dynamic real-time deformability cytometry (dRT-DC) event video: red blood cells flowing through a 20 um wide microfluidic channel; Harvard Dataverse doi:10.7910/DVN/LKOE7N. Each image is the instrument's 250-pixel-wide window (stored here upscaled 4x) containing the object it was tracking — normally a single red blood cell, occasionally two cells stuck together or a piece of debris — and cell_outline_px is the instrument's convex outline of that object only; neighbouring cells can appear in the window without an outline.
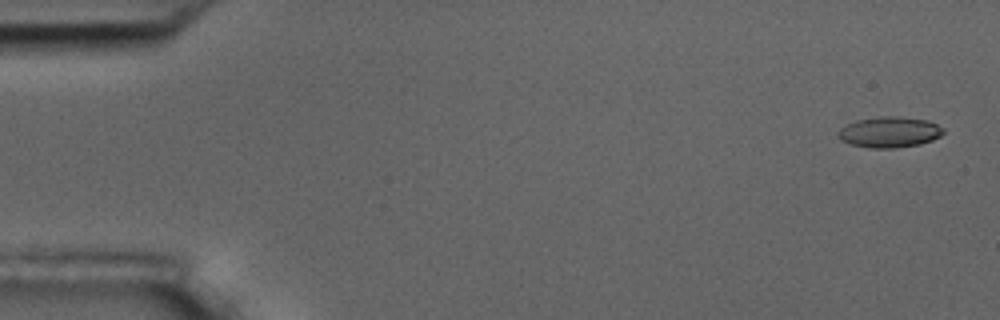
{"species": "common noctule bat (a hibernating species)", "species_latin": "Nyctalus noctula", "temperature_condition": "room temperature", "stored_images_in_passage": 6, "camera_frame_rate_fps": 3000, "um_per_image_px": 0.085, "animal": {"sex": "male", "body_mass_g": 17.5, "forearm_length_mm": 52.3}, "frame": {"image": 1, "passage_image": 1, "time_ms": 0.0, "image_size_px": [1000, 320], "cell_outline_px": [[944, 132], [940, 136], [932, 140], [920, 144], [896, 148], [868, 148], [848, 144], [840, 140], [836, 136], [836, 132], [840, 128], [856, 120], [880, 116], [896, 116], [928, 120], [944, 128]], "centroid_in_image_um": [75.56, 11.24], "position_along_channel_um": 9.4, "area_um2": 19.13}}
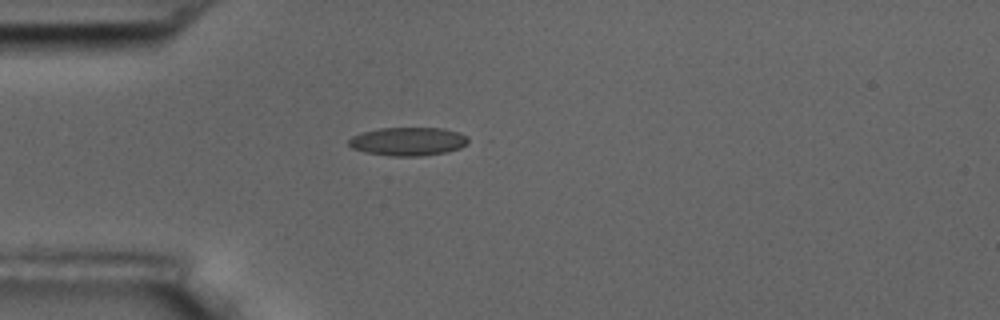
{"frame": {"image": 2, "passage_image": 5, "time_ms": 4.667, "image_size_px": [1000, 320], "cell_outline_px": [[476, 140], [460, 148], [448, 152], [420, 156], [392, 156], [364, 152], [352, 148], [348, 144], [348, 140], [352, 136], [364, 132], [380, 128], [444, 128], [460, 132]], "centroid_in_image_um": [34.78, 12.02], "position_along_channel_um": 50.2, "area_um2": 20.17}}